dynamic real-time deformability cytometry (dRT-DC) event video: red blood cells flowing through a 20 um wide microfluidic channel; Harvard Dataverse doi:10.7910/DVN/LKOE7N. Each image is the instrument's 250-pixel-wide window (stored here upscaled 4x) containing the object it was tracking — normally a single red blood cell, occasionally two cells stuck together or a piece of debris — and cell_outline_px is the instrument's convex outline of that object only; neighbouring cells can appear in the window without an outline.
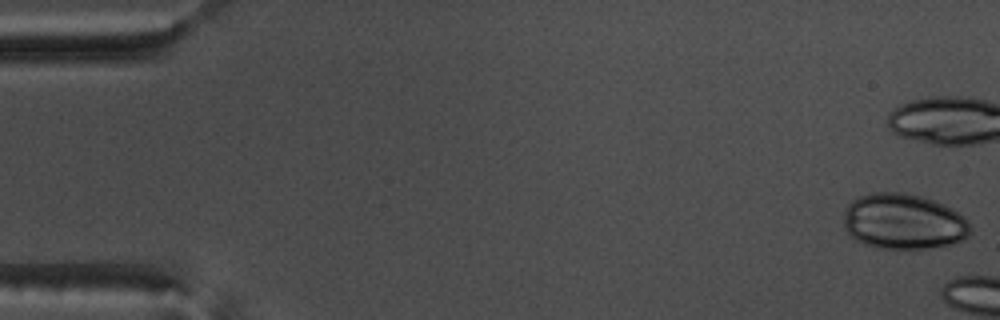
{"species": "common noctule bat (a hibernating species)", "species_latin": "Nyctalus noctula", "temperature_condition": "warm", "stored_images_in_passage": 6, "camera_frame_rate_fps": 3000, "um_per_image_px": 0.085, "animal": {"sex": "male", "body_mass_g": 17.5, "forearm_length_mm": 52.3}, "frame": {"image": 1, "passage_image": 1, "time_ms": 0.0, "image_size_px": [1000, 320], "cell_outline_px": [[972, 232], [964, 240], [948, 244], [924, 248], [876, 248], [864, 244], [856, 240], [844, 228], [844, 212], [848, 204], [852, 200], [868, 192], [904, 192], [936, 200], [944, 204], [964, 216], [968, 220], [972, 228]], "centroid_in_image_um": [76.81, 18.81], "position_along_channel_um": 8.2, "area_um2": 41.33}}